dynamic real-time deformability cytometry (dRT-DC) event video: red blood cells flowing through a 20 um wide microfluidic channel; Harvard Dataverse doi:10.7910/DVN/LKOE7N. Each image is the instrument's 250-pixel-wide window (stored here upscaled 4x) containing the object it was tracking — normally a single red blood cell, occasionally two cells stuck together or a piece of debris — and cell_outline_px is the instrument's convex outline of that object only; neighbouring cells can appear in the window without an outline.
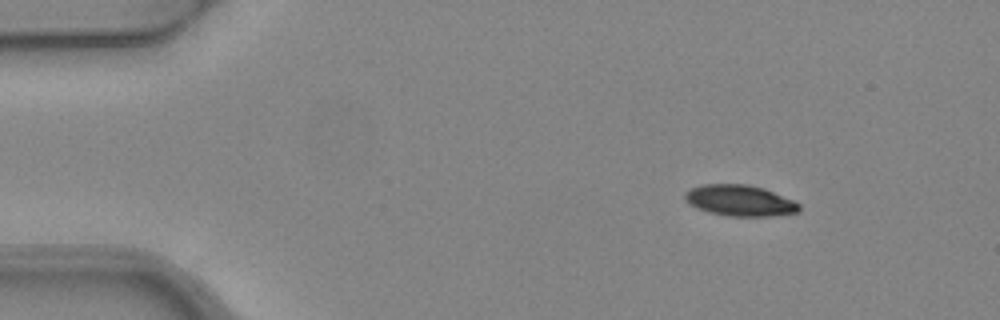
{"species": "common noctule bat (a hibernating species)", "species_latin": "Nyctalus noctula", "temperature_condition": "warm", "stored_images_in_passage": 3, "camera_frame_rate_fps": 3000, "um_per_image_px": 0.085, "animal": {"sex": "female", "body_mass_g": 24.6, "forearm_length_mm": 56.2}, "frame": {"image": 1, "passage_image": 1, "time_ms": 0.0, "image_size_px": [1000, 320], "cell_outline_px": [[800, 212], [768, 216], [728, 216], [696, 208], [684, 196], [684, 192], [692, 188], [704, 184], [748, 184], [764, 188], [792, 200], [800, 204]], "centroid_in_image_um": [62.92, 17.04], "position_along_channel_um": 22.1, "area_um2": 20.4}}